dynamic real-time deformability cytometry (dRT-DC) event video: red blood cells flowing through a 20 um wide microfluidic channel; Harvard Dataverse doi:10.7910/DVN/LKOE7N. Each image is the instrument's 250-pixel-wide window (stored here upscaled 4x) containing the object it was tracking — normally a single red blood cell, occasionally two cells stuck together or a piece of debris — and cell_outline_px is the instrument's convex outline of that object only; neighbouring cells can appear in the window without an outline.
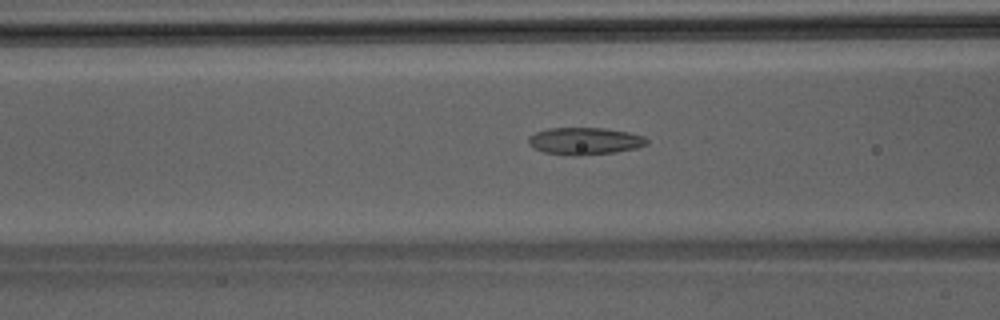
{"species": "Egyptian fruit bat (a non-hibernating species)", "species_latin": "Rousettus aegyptiacus", "temperature_condition": "room temperature", "stored_images_in_passage": 38, "camera_frame_rate_fps": 3000, "um_per_image_px": 0.085, "animal": {"sex": "male"}, "frame": {"image": 1, "passage_image": 12, "time_ms": 3.667, "image_size_px": [1000, 320], "cell_outline_px": [[648, 144], [636, 148], [616, 152], [576, 156], [572, 156], [544, 152], [532, 148], [528, 144], [528, 136], [536, 132], [548, 128], [604, 128], [628, 132], [644, 136], [648, 140]], "centroid_in_image_um": [49.68, 11.99], "position_along_channel_um": 116.9, "area_um2": 18.9}}
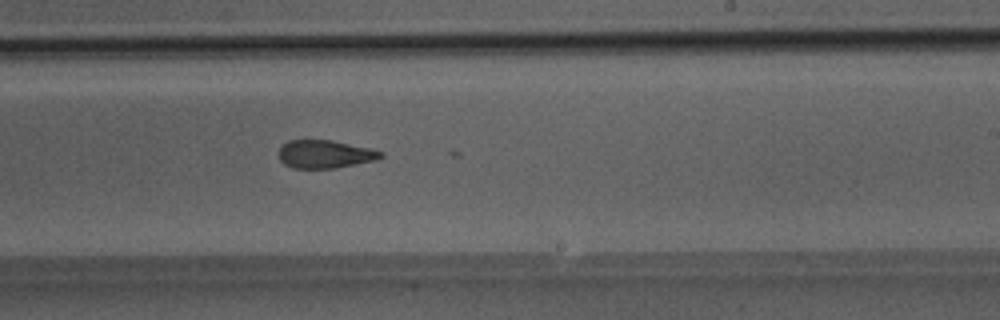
{"frame": {"image": 2, "passage_image": 22, "time_ms": 7.0, "image_size_px": [1000, 320], "cell_outline_px": [[384, 156], [376, 160], [336, 168], [292, 168], [284, 164], [280, 160], [280, 148], [288, 140], [332, 140], [368, 148], [384, 152]], "centroid_in_image_um": [27.63, 13.11], "position_along_channel_um": 261.4, "area_um2": 16.59}}
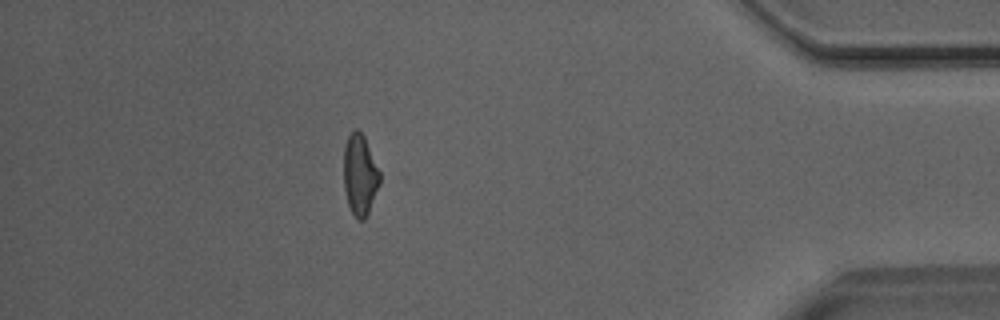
{"frame": {"image": 3, "passage_image": 35, "time_ms": 11.333, "image_size_px": [1000, 320], "cell_outline_px": [[380, 184], [368, 212], [364, 220], [360, 220], [352, 212], [348, 204], [344, 188], [344, 148], [348, 136], [356, 128], [364, 136], [380, 172]], "centroid_in_image_um": [30.59, 14.85], "position_along_channel_um": 404.6, "area_um2": 16.76}}